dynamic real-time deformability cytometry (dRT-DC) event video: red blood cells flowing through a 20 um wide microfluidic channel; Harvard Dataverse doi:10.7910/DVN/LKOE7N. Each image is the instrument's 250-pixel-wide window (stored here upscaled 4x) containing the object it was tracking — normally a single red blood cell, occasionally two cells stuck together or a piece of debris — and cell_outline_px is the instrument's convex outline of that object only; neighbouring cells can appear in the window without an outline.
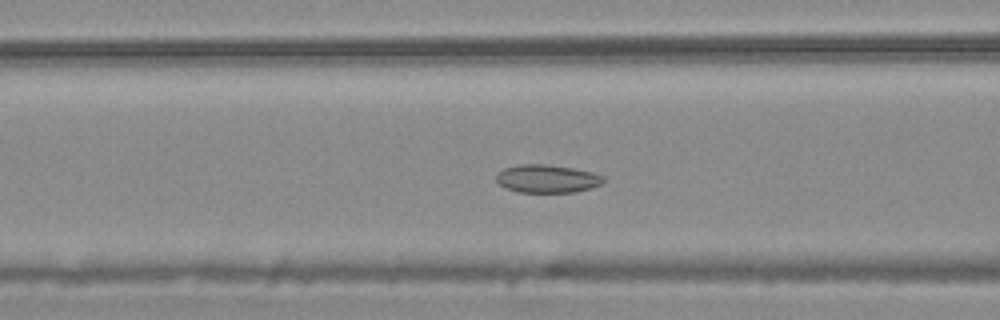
{"species": "common noctule bat (a hibernating species)", "species_latin": "Nyctalus noctula", "temperature_condition": "warm", "stored_images_in_passage": 55, "camera_frame_rate_fps": 3000, "um_per_image_px": 0.085, "animal": {"sex": "male", "body_mass_g": 20.4}, "frame": {"image": 1, "passage_image": 22, "time_ms": 7.0, "image_size_px": [1000, 320], "cell_outline_px": [[604, 180], [600, 184], [592, 188], [572, 192], [520, 192], [508, 188], [500, 184], [496, 180], [496, 172], [504, 168], [520, 164], [548, 164], [572, 168], [592, 172], [604, 176]], "centroid_in_image_um": [46.5, 15.18], "position_along_channel_um": 120.1, "area_um2": 17.46}}
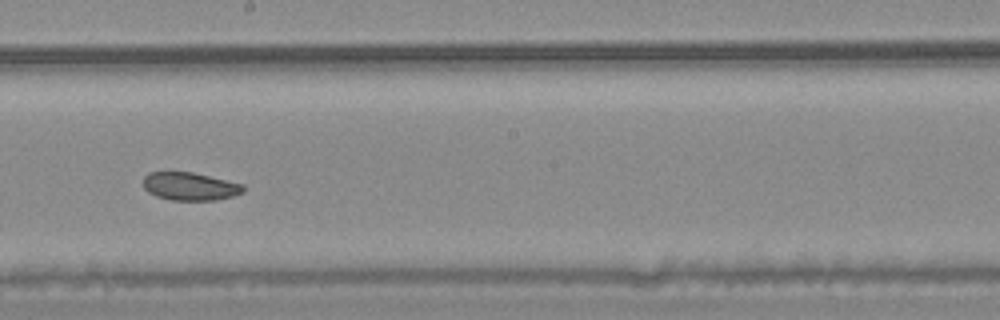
{"frame": {"image": 2, "passage_image": 31, "time_ms": 10.0, "image_size_px": [1000, 320], "cell_outline_px": [[244, 192], [232, 196], [216, 200], [172, 200], [156, 196], [148, 192], [144, 188], [144, 176], [148, 172], [192, 172], [244, 184]], "centroid_in_image_um": [16.15, 15.84], "position_along_channel_um": 232.1, "area_um2": 16.3}}
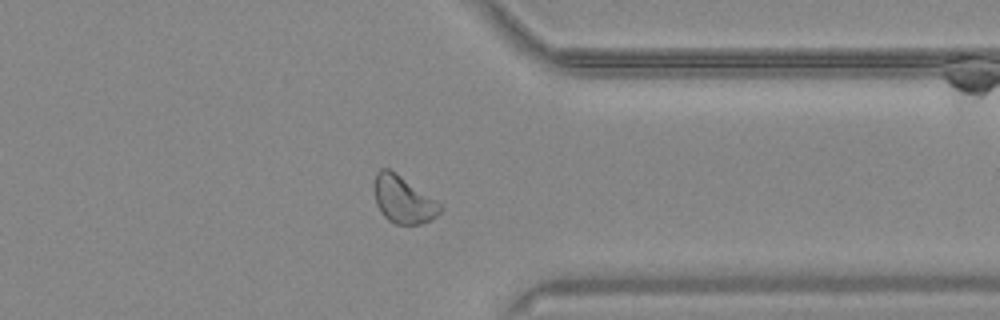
{"frame": {"image": 3, "passage_image": 43, "time_ms": 14.0, "image_size_px": [1000, 320], "cell_outline_px": [[444, 208], [436, 216], [420, 224], [396, 224], [388, 220], [380, 212], [376, 204], [376, 172], [380, 168], [388, 168], [436, 200]], "centroid_in_image_um": [34.28, 16.99], "position_along_channel_um": 377.1, "area_um2": 17.63}, "authors_computed_cell_mechanics": {"area_um2": 18.785, "velocity_mm_per_s": 3.7346, "shape_relaxation_time_tau1_ms": null, "shape_relaxation_time_tau2_ms": 7.2399, "deformation_change_tau1": null, "deformation_change_tau2": 0.1012}}